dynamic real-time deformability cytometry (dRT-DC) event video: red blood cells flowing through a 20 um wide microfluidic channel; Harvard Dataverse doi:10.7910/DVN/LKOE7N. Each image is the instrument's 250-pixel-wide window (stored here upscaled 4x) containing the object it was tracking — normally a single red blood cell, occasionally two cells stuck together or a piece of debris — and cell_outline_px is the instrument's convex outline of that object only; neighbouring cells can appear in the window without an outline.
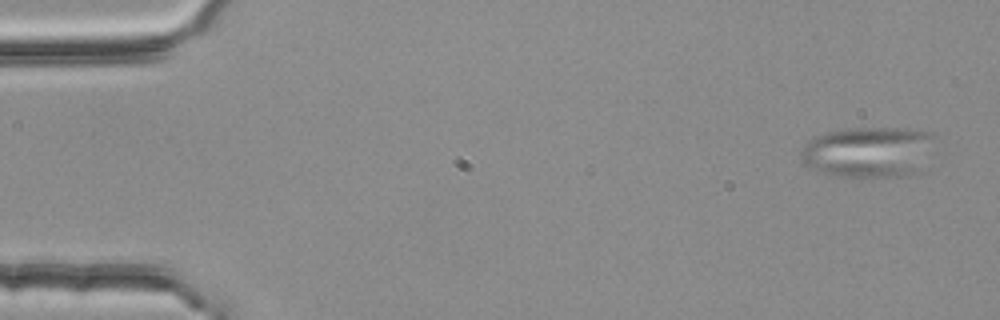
{"species": "common noctule bat (a hibernating species)", "species_latin": "Nyctalus noctula", "temperature_condition": "room temperature", "stored_images_in_passage": 3, "camera_frame_rate_fps": 3000, "um_per_image_px": 0.085, "animal": {"sex": "female", "body_mass_g": 25.1}, "frame": {"image": 1, "passage_image": 1, "time_ms": 0.0, "image_size_px": [1000, 320], "cell_outline_px": [[936, 136], [916, 172], [908, 176], [828, 176], [812, 168], [800, 156], [800, 152], [804, 144], [816, 136], [828, 132], [856, 128], [916, 128], [928, 132]], "centroid_in_image_um": [73.79, 12.9], "position_along_channel_um": 11.2, "area_um2": 39.13}}